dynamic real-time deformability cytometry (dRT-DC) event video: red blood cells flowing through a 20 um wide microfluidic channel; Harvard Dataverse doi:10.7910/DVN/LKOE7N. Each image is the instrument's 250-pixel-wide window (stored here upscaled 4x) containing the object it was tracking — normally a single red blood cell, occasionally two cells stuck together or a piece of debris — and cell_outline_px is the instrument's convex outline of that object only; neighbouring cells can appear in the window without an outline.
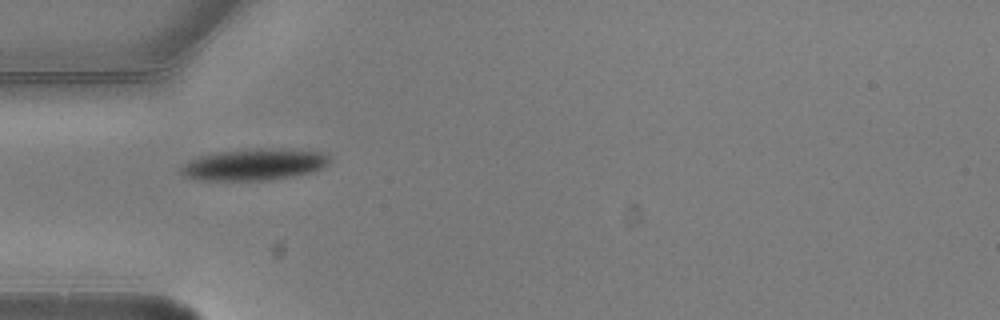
{"species": "common noctule bat (a hibernating species)", "species_latin": "Nyctalus noctula", "temperature_condition": "warm", "stored_images_in_passage": 1, "camera_frame_rate_fps": 3000, "um_per_image_px": 0.085, "animal": {"sex": "male", "body_mass_g": 20.5, "forearm_length_mm": 52.5}, "frame": {"image": 1, "passage_image": 1, "time_ms": 0.0, "image_size_px": [1000, 320], "cell_outline_px": [[328, 164], [320, 168], [308, 172], [292, 176], [272, 180], [200, 180], [184, 176], [180, 172], [180, 168], [188, 160], [196, 156], [220, 152], [256, 148], [280, 148], [320, 152], [328, 156]], "centroid_in_image_um": [21.54, 13.98], "position_along_channel_um": 63.5, "area_um2": 27.17}}